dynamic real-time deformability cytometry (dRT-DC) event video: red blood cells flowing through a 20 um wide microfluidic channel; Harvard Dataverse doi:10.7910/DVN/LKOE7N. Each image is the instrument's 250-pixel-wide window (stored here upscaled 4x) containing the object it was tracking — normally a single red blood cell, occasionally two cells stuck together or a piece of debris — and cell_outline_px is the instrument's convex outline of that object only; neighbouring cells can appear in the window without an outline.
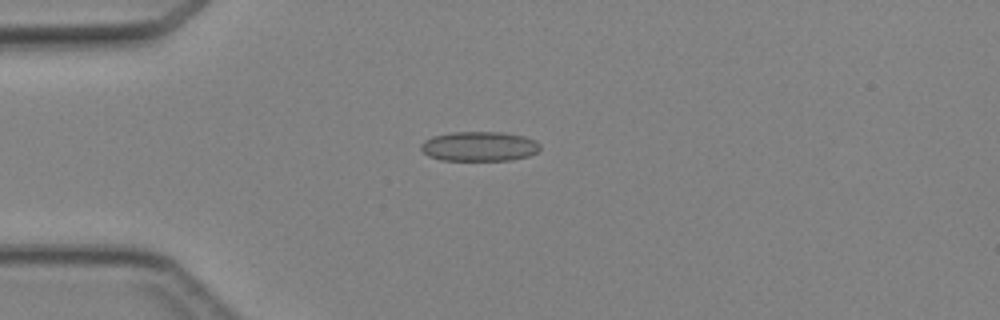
{"species": "Egyptian fruit bat (a non-hibernating species)", "species_latin": "Rousettus aegyptiacus", "temperature_condition": "cold", "stored_images_in_passage": 45, "camera_frame_rate_fps": 3000, "um_per_image_px": 0.085, "animal": {"sex": "female"}, "frame": {"image": 1, "passage_image": 11, "time_ms": 3.333, "image_size_px": [1000, 320], "cell_outline_px": [[540, 148], [536, 152], [528, 156], [512, 160], [440, 160], [428, 156], [420, 148], [420, 144], [424, 140], [432, 136], [452, 132], [500, 132], [524, 136], [536, 140], [540, 144]], "centroid_in_image_um": [40.72, 12.44], "position_along_channel_um": 44.3, "area_um2": 20.69}}
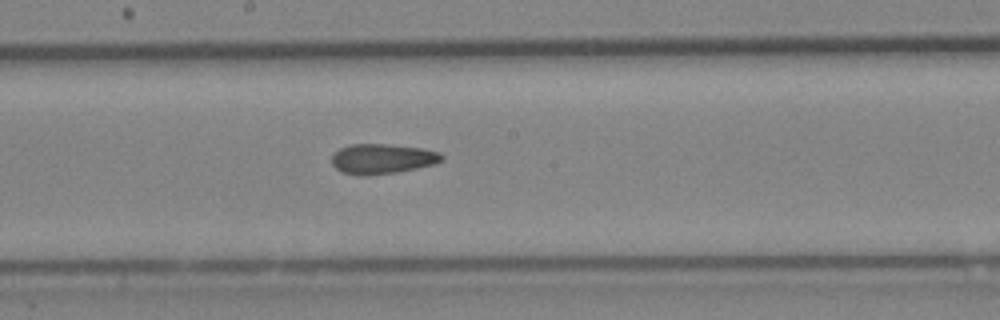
{"frame": {"image": 2, "passage_image": 24, "time_ms": 7.667, "image_size_px": [1000, 320], "cell_outline_px": [[444, 160], [436, 164], [396, 172], [368, 176], [360, 176], [344, 172], [336, 168], [332, 164], [332, 156], [340, 148], [348, 144], [384, 144], [420, 148], [440, 152], [444, 156]], "centroid_in_image_um": [32.51, 13.5], "position_along_channel_um": 215.7, "area_um2": 19.25}}
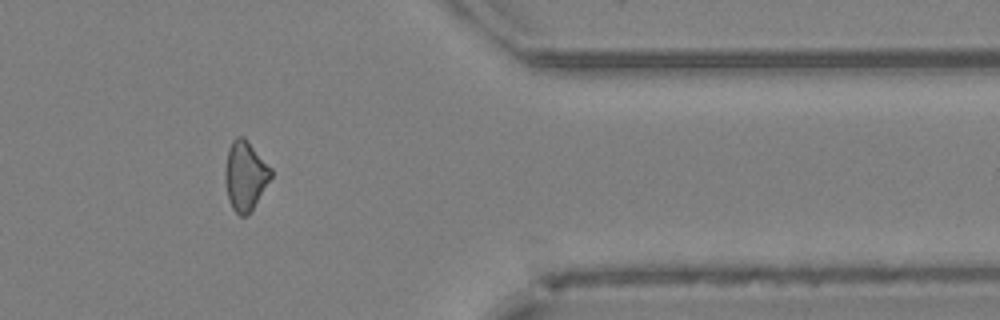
{"frame": {"image": 3, "passage_image": 37, "time_ms": 12.0, "image_size_px": [1000, 320], "cell_outline_px": [[272, 176], [252, 208], [244, 216], [240, 216], [232, 208], [228, 196], [224, 180], [224, 168], [228, 148], [232, 140], [236, 136], [244, 136], [272, 168]], "centroid_in_image_um": [20.82, 14.87], "position_along_channel_um": 390.6, "area_um2": 18.44}}